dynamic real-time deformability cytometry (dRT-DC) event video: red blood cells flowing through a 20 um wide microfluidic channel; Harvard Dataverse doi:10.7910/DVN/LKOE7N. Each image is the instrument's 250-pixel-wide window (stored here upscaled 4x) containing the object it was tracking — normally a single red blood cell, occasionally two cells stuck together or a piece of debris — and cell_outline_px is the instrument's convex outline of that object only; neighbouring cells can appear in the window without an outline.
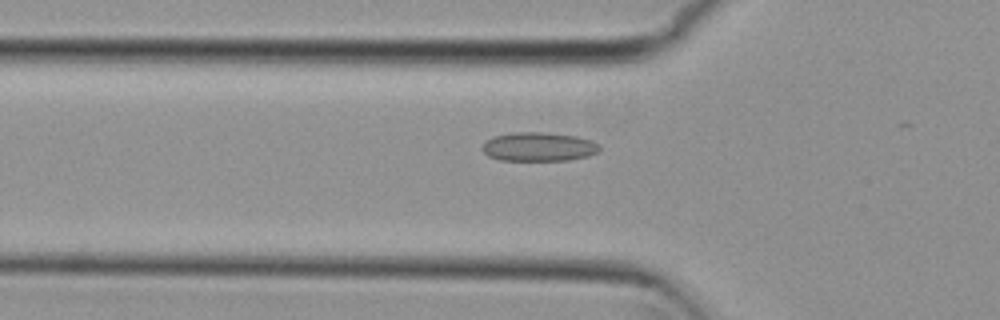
{"species": "common noctule bat (a hibernating species)", "species_latin": "Nyctalus noctula", "temperature_condition": "cold", "stored_images_in_passage": 30, "camera_frame_rate_fps": 3000, "um_per_image_px": 0.085, "animal": {"sex": "female", "body_mass_g": 29.2, "forearm_length_mm": 56.3}, "frame": {"image": 1, "passage_image": 19, "time_ms": 6.0, "image_size_px": [1000, 320], "cell_outline_px": [[600, 148], [596, 152], [588, 156], [568, 160], [500, 160], [488, 156], [480, 148], [492, 136], [512, 132], [544, 132], [576, 136], [592, 140], [600, 144]], "centroid_in_image_um": [45.78, 12.47], "position_along_channel_um": 80.0, "area_um2": 19.83}}
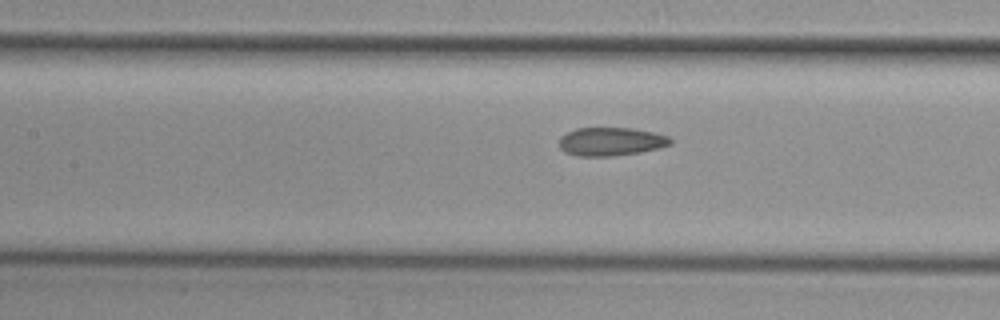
{"frame": {"image": 2, "passage_image": 25, "time_ms": 8.0, "image_size_px": [1000, 320], "cell_outline_px": [[672, 144], [640, 152], [612, 156], [580, 156], [564, 152], [560, 148], [560, 136], [576, 128], [632, 128], [652, 132], [668, 136], [672, 140]], "centroid_in_image_um": [51.91, 12.03], "position_along_channel_um": 155.5, "area_um2": 18.26}}
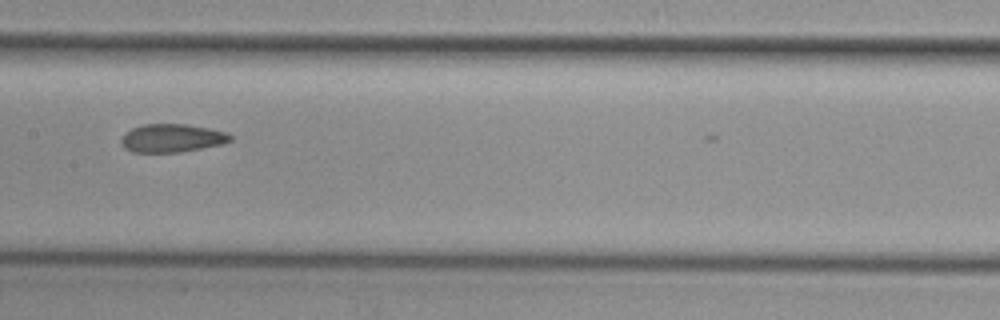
{"frame": {"image": 3, "passage_image": 28, "time_ms": 9.0, "image_size_px": [1000, 320], "cell_outline_px": [[232, 140], [224, 144], [180, 152], [132, 152], [124, 148], [120, 140], [124, 132], [132, 128], [144, 124], [188, 124], [228, 132], [232, 136]], "centroid_in_image_um": [14.62, 11.74], "position_along_channel_um": 192.8, "area_um2": 18.15}}